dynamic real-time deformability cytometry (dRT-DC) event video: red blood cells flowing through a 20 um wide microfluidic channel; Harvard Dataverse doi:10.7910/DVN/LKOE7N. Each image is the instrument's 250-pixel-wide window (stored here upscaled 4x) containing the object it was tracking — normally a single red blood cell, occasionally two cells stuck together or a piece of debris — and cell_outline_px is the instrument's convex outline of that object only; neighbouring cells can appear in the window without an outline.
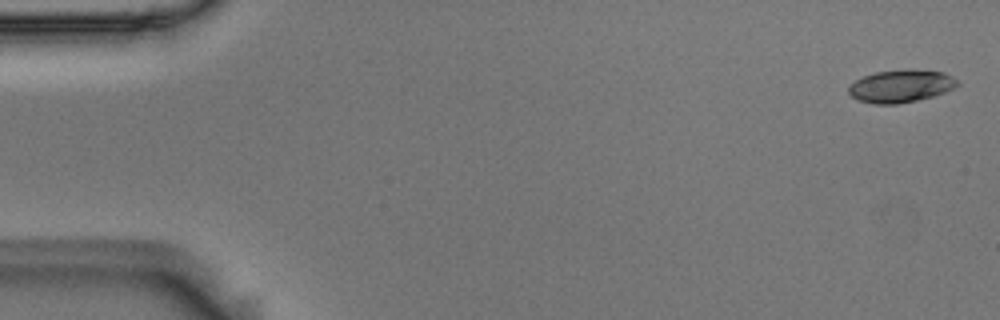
{"species": "Egyptian fruit bat (a non-hibernating species)", "species_latin": "Rousettus aegyptiacus", "temperature_condition": "room temperature", "stored_images_in_passage": 5, "camera_frame_rate_fps": 3000, "um_per_image_px": 0.085, "animal": {"sex": "male"}, "frame": {"image": 1, "passage_image": 1, "time_ms": 0.0, "image_size_px": [1000, 320], "cell_outline_px": [[960, 84], [944, 92], [932, 96], [916, 100], [896, 104], [872, 104], [856, 100], [848, 92], [848, 88], [856, 80], [864, 76], [876, 72], [912, 68], [944, 72], [956, 80]], "centroid_in_image_um": [76.55, 7.31], "position_along_channel_um": 8.4, "area_um2": 20.63}}